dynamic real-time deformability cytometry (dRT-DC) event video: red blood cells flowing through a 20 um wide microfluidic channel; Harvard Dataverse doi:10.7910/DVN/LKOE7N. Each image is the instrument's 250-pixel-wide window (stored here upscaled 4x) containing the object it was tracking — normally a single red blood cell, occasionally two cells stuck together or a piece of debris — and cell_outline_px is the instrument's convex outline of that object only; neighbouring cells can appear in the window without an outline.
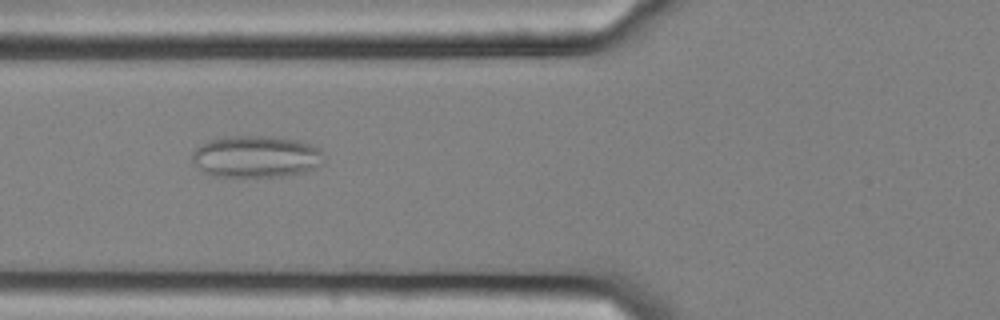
{"species": "common noctule bat (a hibernating species)", "species_latin": "Nyctalus noctula", "temperature_condition": "cold", "stored_images_in_passage": 58, "camera_frame_rate_fps": 3000, "um_per_image_px": 0.085, "animal": {"sex": "female", "body_mass_g": 25.1}, "frame": {"image": 1, "passage_image": 23, "time_ms": 7.333, "image_size_px": [1000, 320], "cell_outline_px": [[324, 164], [304, 172], [280, 176], [212, 176], [204, 172], [192, 160], [192, 152], [196, 148], [208, 140], [228, 136], [272, 136], [300, 140], [320, 148], [324, 156]], "centroid_in_image_um": [21.8, 13.3], "position_along_channel_um": 104.0, "area_um2": 32.25}}
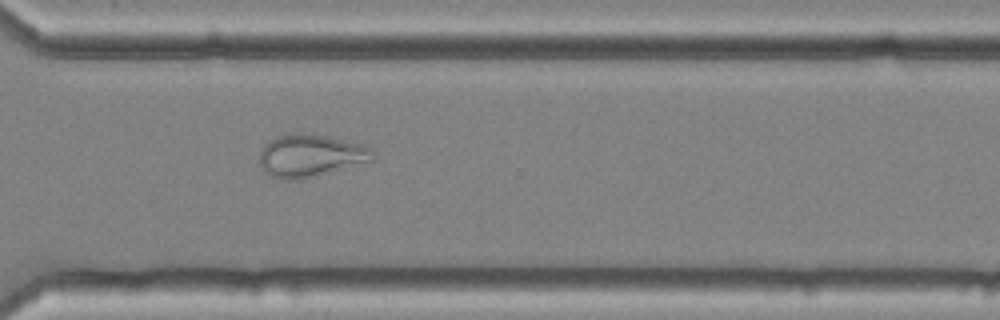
{"frame": {"image": 2, "passage_image": 43, "time_ms": 14.0, "image_size_px": [1000, 320], "cell_outline_px": [[376, 152], [372, 160], [316, 176], [300, 180], [284, 180], [272, 176], [264, 172], [260, 168], [260, 148], [268, 140], [276, 136], [296, 132], [300, 132], [324, 136], [364, 144], [372, 148]], "centroid_in_image_um": [26.35, 13.22], "position_along_channel_um": 344.2, "area_um2": 28.32}}
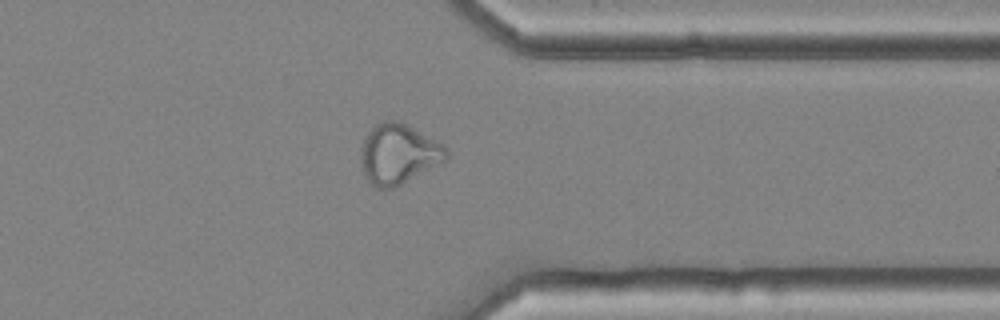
{"frame": {"image": 3, "passage_image": 46, "time_ms": 15.0, "image_size_px": [1000, 320], "cell_outline_px": [[448, 160], [392, 188], [376, 188], [368, 180], [360, 164], [360, 148], [368, 132], [376, 124], [384, 120], [400, 120], [444, 144], [448, 148]], "centroid_in_image_um": [33.88, 13.06], "position_along_channel_um": 377.5, "area_um2": 30.11}}